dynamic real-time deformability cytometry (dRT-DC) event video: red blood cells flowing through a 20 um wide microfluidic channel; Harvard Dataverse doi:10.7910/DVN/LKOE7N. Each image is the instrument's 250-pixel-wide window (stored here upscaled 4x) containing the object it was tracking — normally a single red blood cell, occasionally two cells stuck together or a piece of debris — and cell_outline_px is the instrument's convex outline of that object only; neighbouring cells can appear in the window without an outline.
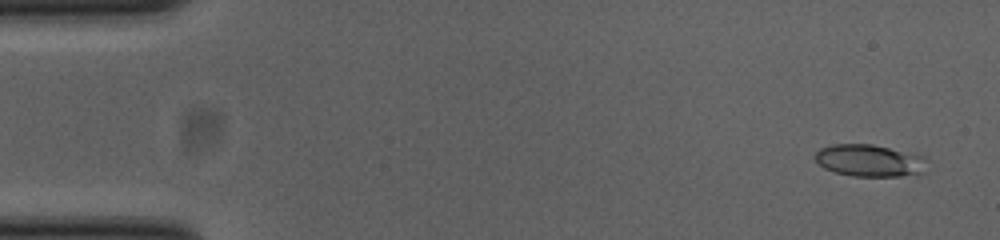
{"species": "common noctule bat (a hibernating species)", "species_latin": "Nyctalus noctula", "temperature_condition": "cold", "stored_images_in_passage": 53, "camera_frame_rate_fps": 3000, "um_per_image_px": 0.085, "animal": {"sex": "female", "body_mass_g": 23.0, "forearm_length_mm": 53.4}, "frame": {"image": 1, "passage_image": 3, "time_ms": 0.667, "image_size_px": [1000, 240], "cell_outline_px": [[928, 172], [916, 176], [852, 176], [836, 172], [824, 168], [816, 160], [816, 152], [820, 148], [832, 144], [872, 144], [924, 156], [928, 160]], "centroid_in_image_um": [74.02, 13.66], "position_along_channel_um": 11.0, "area_um2": 21.27}}
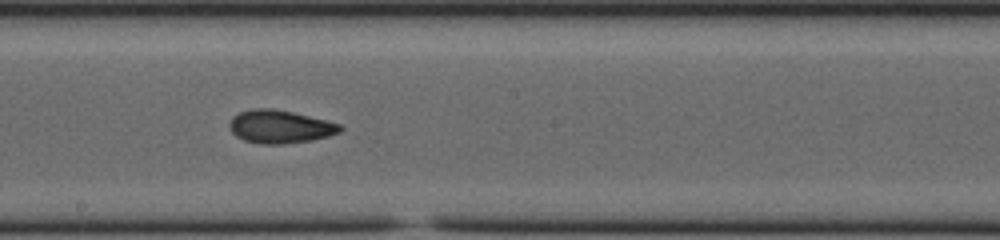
{"frame": {"image": 2, "passage_image": 29, "time_ms": 9.333, "image_size_px": [1000, 240], "cell_outline_px": [[344, 128], [340, 132], [328, 136], [312, 140], [284, 144], [260, 144], [244, 140], [236, 136], [232, 132], [228, 124], [232, 116], [240, 112], [252, 108], [272, 108], [292, 112], [340, 124]], "centroid_in_image_um": [23.77, 10.77], "position_along_channel_um": 224.4, "area_um2": 21.33}}
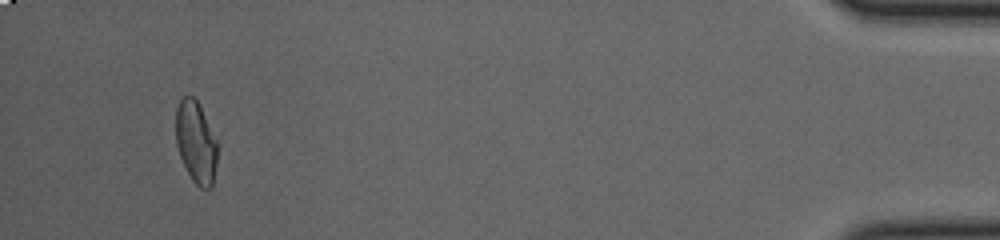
{"frame": {"image": 3, "passage_image": 50, "time_ms": 16.333, "image_size_px": [1000, 240], "cell_outline_px": [[216, 164], [212, 188], [200, 188], [192, 180], [180, 156], [176, 144], [176, 108], [180, 100], [184, 96], [192, 96], [196, 100], [216, 140]], "centroid_in_image_um": [16.63, 12.11], "position_along_channel_um": 418.6, "area_um2": 19.36}, "authors_computed_cell_mechanics": {"area_um2": 20.5768, "velocity_mm_per_s": 3.8742, "shape_relaxation_time_tau1_ms": 8.1947, "shape_relaxation_time_tau2_ms": 2.4889, "deformation_change_tau1": 0.2015, "deformation_change_tau2": 0.0846}}